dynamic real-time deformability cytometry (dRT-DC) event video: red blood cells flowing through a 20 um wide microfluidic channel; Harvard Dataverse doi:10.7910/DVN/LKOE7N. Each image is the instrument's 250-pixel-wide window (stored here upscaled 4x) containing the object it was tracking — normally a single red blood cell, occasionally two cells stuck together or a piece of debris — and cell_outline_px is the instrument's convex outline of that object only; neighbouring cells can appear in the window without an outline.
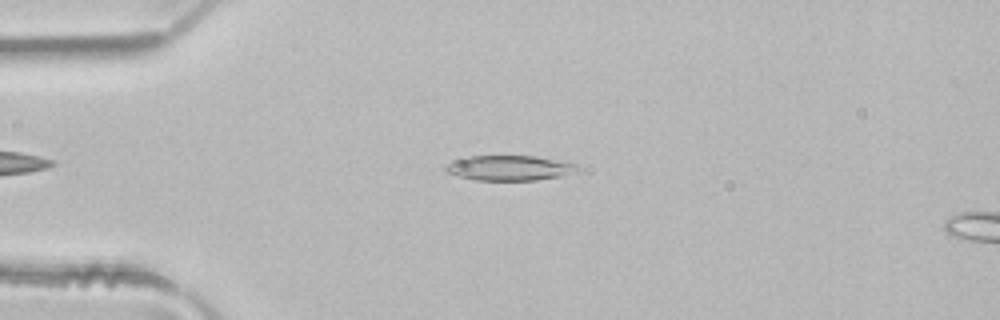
{"species": "common noctule bat (a hibernating species)", "species_latin": "Nyctalus noctula", "temperature_condition": "room temperature", "stored_images_in_passage": 4, "camera_frame_rate_fps": 3000, "um_per_image_px": 0.085, "animal": {"sex": "male", "body_mass_g": 21.5, "forearm_length_mm": 52.0}, "frame": {"image": 1, "passage_image": 3, "time_ms": 0.667, "image_size_px": [1000, 320], "cell_outline_px": [[580, 168], [576, 172], [560, 176], [536, 180], [476, 180], [444, 172], [444, 168], [448, 164], [464, 156], [532, 156], [576, 164]], "centroid_in_image_um": [43.27, 14.28], "position_along_channel_um": 41.7, "area_um2": 19.02}}